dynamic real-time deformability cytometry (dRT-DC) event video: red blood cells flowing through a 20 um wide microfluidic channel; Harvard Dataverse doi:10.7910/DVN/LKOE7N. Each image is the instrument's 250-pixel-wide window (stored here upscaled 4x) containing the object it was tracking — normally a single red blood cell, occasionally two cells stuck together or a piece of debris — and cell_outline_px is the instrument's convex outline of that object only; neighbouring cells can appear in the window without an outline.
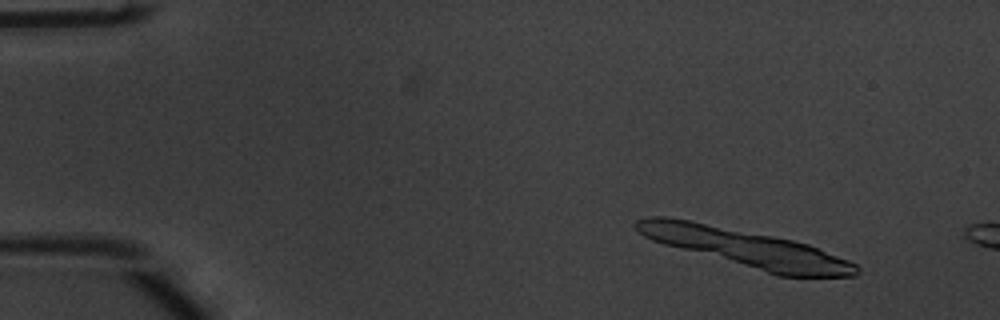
{"species": "common noctule bat (a hibernating species)", "species_latin": "Nyctalus noctula", "temperature_condition": "warm", "stored_images_in_passage": 8, "camera_frame_rate_fps": 3000, "um_per_image_px": 0.085, "animal": {"sex": "male", "body_mass_g": 20.1, "forearm_length_mm": 53.5}, "frame": {"image": 1, "passage_image": 6, "time_ms": 1.667, "image_size_px": [1000, 320], "cell_outline_px": [[852, 264], [844, 276], [788, 276], [772, 272], [740, 260], [732, 256], [740, 236], [760, 236], [784, 240], [804, 244], [816, 248]], "centroid_in_image_um": [67.03, 21.9], "position_along_channel_um": 18.0, "area_um2": 22.89}}